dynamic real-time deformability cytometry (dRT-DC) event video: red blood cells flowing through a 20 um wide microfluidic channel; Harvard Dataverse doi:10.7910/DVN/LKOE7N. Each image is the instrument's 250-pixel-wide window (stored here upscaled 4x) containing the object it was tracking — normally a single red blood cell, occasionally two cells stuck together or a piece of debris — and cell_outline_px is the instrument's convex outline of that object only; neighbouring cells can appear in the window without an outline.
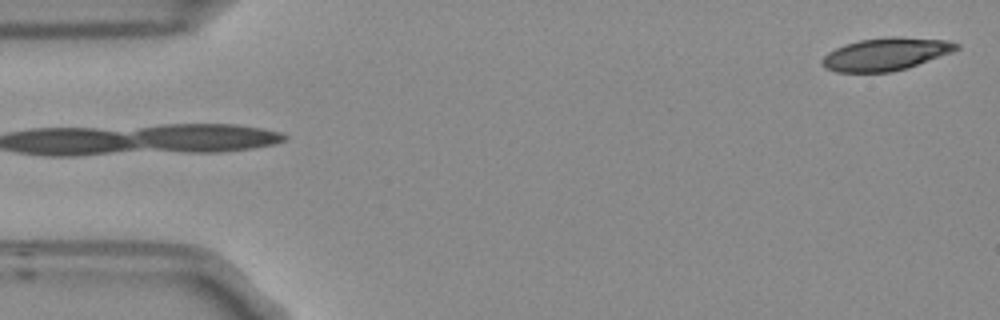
{"species": "Egyptian fruit bat (a non-hibernating species)", "species_latin": "Rousettus aegyptiacus", "temperature_condition": "room temperature", "stored_images_in_passage": 5, "segment_of_instrument_passage": [2, 2], "camera_frame_rate_fps": 3000, "um_per_image_px": 0.085, "frame": {"image": 1, "passage_image": 5, "time_ms": 1.333, "image_size_px": [1000, 320], "cell_outline_px": [[960, 48], [952, 52], [908, 68], [888, 72], [836, 72], [824, 68], [820, 64], [820, 60], [828, 52], [844, 44], [860, 40], [888, 36], [896, 36], [948, 40], [960, 44]], "centroid_in_image_um": [75.28, 4.59], "position_along_channel_um": 9.7, "area_um2": 25.78}}